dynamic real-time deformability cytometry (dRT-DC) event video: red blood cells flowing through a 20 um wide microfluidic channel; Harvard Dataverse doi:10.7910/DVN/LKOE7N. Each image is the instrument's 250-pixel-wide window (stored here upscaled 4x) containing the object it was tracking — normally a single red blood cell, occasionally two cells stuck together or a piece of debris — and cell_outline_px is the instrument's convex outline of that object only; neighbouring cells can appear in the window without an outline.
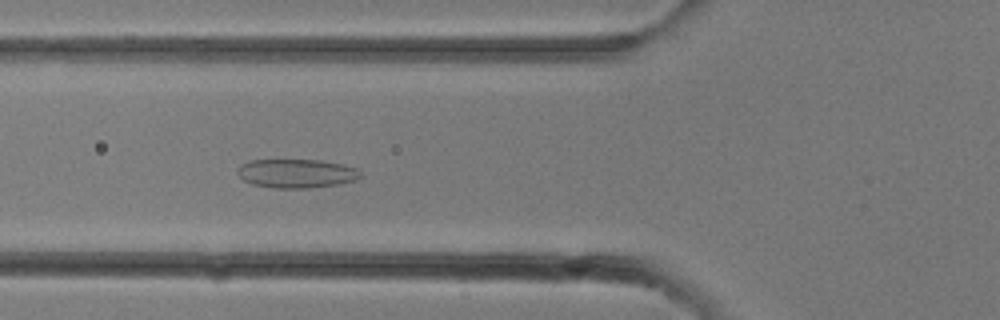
{"species": "common noctule bat (a hibernating species)", "species_latin": "Nyctalus noctula", "temperature_condition": "room temperature", "stored_images_in_passage": 28, "camera_frame_rate_fps": 3000, "um_per_image_px": 0.085, "animal": {"sex": "female"}, "frame": {"image": 1, "passage_image": 11, "time_ms": 3.333, "image_size_px": [1000, 320], "cell_outline_px": [[360, 176], [356, 180], [336, 184], [308, 188], [272, 188], [252, 184], [244, 180], [236, 172], [236, 168], [240, 164], [252, 160], [320, 160], [344, 164], [356, 168], [360, 172]], "centroid_in_image_um": [25.16, 14.74], "position_along_channel_um": 100.6, "area_um2": 20.69}}
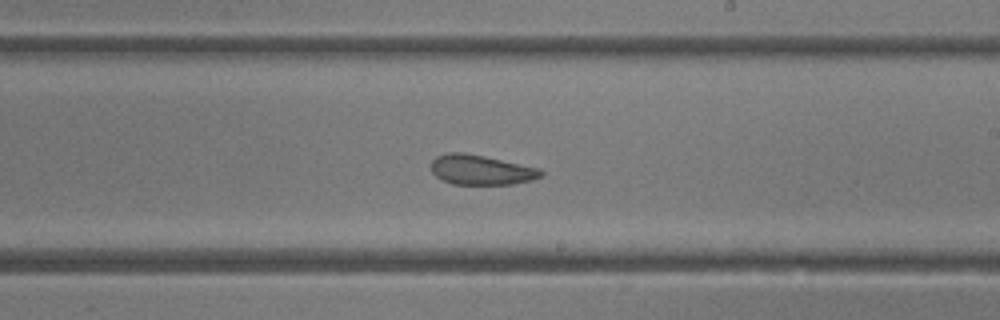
{"frame": {"image": 2, "passage_image": 17, "time_ms": 5.333, "image_size_px": [1000, 320], "cell_outline_px": [[544, 176], [532, 180], [512, 184], [452, 184], [436, 176], [432, 172], [432, 160], [436, 156], [448, 152], [464, 152], [484, 156], [540, 168], [544, 172]], "centroid_in_image_um": [40.92, 14.43], "position_along_channel_um": 248.1, "area_um2": 19.13}}
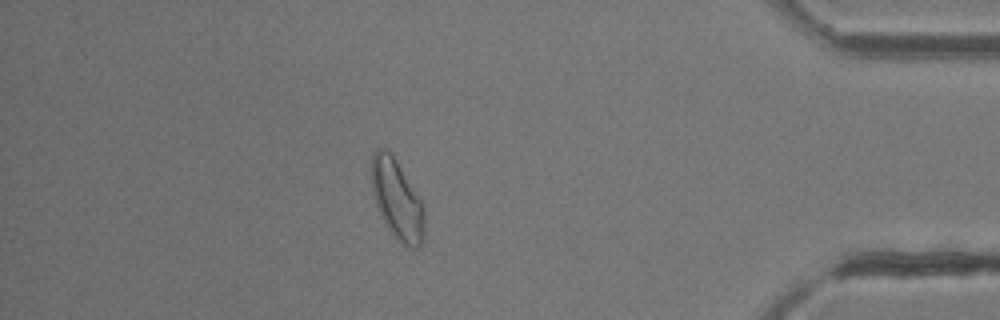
{"frame": {"image": 3, "passage_image": 25, "time_ms": 8.0, "image_size_px": [1000, 320], "cell_outline_px": [[424, 240], [416, 248], [412, 248], [404, 244], [388, 228], [376, 204], [372, 192], [372, 152], [376, 148], [384, 148], [392, 152], [424, 204]], "centroid_in_image_um": [33.76, 16.9], "position_along_channel_um": 401.4, "area_um2": 24.51}}